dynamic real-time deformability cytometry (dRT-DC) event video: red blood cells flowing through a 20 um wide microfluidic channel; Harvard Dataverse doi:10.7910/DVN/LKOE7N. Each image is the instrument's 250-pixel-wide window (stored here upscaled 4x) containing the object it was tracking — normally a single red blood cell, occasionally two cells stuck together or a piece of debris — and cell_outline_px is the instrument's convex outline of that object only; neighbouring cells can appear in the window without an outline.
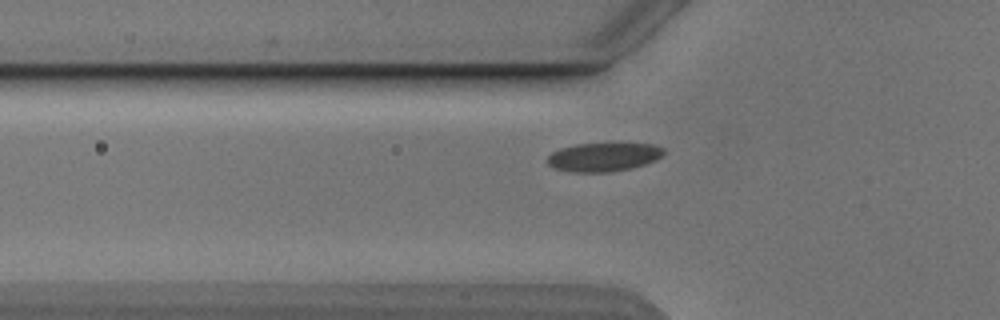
{"species": "Egyptian fruit bat (a non-hibernating species)", "species_latin": "Rousettus aegyptiacus", "temperature_condition": "cold", "stored_images_in_passage": 40, "camera_frame_rate_fps": 3000, "um_per_image_px": 0.085, "animal": {"sex": "male"}, "frame": {"image": 1, "passage_image": 9, "time_ms": 2.667, "image_size_px": [1000, 320], "cell_outline_px": [[664, 152], [656, 160], [644, 164], [628, 168], [608, 172], [572, 172], [556, 168], [548, 164], [544, 160], [552, 152], [560, 148], [576, 144], [652, 144], [664, 148]], "centroid_in_image_um": [51.25, 13.34], "position_along_channel_um": 74.5, "area_um2": 19.19}}
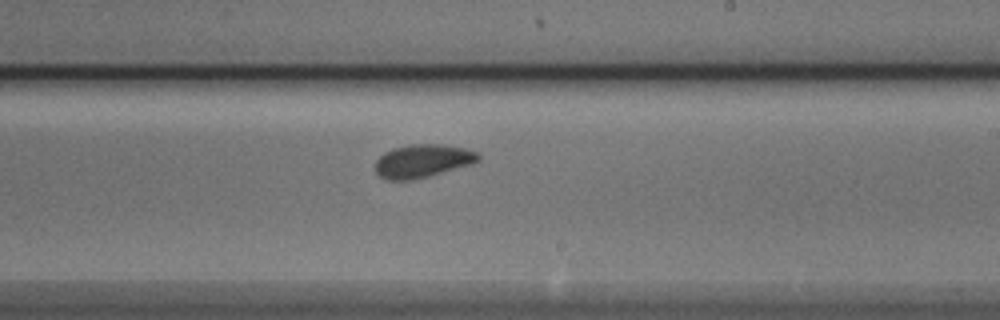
{"frame": {"image": 2, "passage_image": 23, "time_ms": 7.333, "image_size_px": [1000, 320], "cell_outline_px": [[480, 160], [472, 164], [428, 176], [412, 180], [388, 180], [380, 176], [376, 172], [376, 160], [384, 152], [392, 148], [408, 144], [440, 144], [464, 148], [480, 152]], "centroid_in_image_um": [35.93, 13.67], "position_along_channel_um": 253.1, "area_um2": 20.0}}
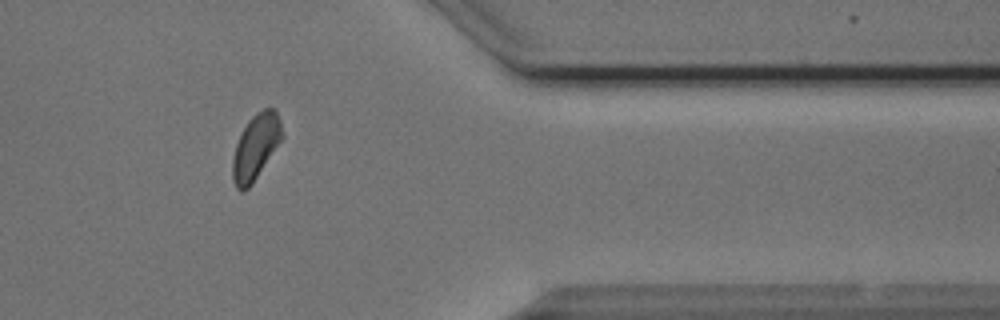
{"frame": {"image": 3, "passage_image": 35, "time_ms": 11.333, "image_size_px": [1000, 320], "cell_outline_px": [[284, 136], [252, 184], [248, 188], [240, 192], [236, 188], [232, 176], [232, 160], [236, 144], [248, 120], [256, 112], [264, 108], [276, 108], [280, 120]], "centroid_in_image_um": [21.74, 12.47], "position_along_channel_um": 389.7, "area_um2": 18.84}, "authors_computed_cell_mechanics": {"area_um2": 19.5364, "velocity_mm_per_s": 3.8311, "shape_relaxation_time_tau1_ms": 2.2418, "shape_relaxation_time_tau2_ms": 2.5752, "deformation_change_tau1": 0.0673, "deformation_change_tau2": 0.0498}}